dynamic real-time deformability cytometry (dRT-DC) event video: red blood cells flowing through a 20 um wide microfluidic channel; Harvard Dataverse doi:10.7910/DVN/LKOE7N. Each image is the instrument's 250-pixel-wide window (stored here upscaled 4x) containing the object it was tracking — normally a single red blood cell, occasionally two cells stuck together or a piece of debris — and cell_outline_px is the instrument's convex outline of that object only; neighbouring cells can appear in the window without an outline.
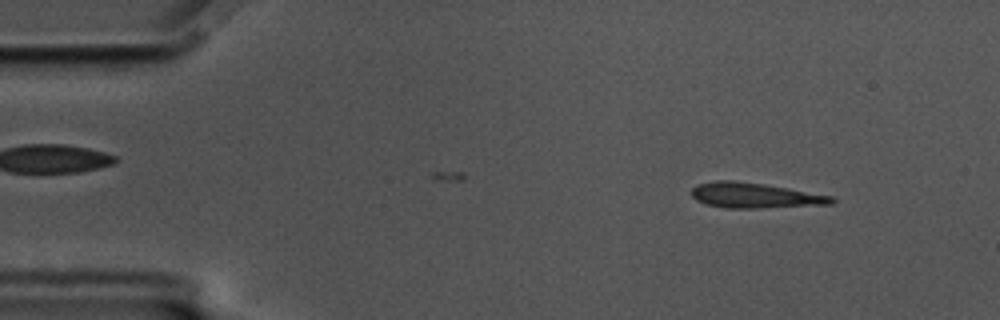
{"species": "common noctule bat (a hibernating species)", "species_latin": "Nyctalus noctula", "temperature_condition": "cold", "stored_images_in_passage": 56, "camera_frame_rate_fps": 3000, "um_per_image_px": 0.085, "animal": {"sex": "male", "body_mass_g": 17.5, "forearm_length_mm": 52.3}, "frame": {"image": 1, "passage_image": 6, "time_ms": 1.667, "image_size_px": [1000, 320], "cell_outline_px": [[836, 200], [832, 204], [760, 208], [724, 208], [704, 204], [696, 200], [692, 196], [692, 188], [696, 184], [716, 180], [732, 180], [764, 184], [788, 188], [832, 196]], "centroid_in_image_um": [64.12, 16.61], "position_along_channel_um": 20.9, "area_um2": 20.69}}
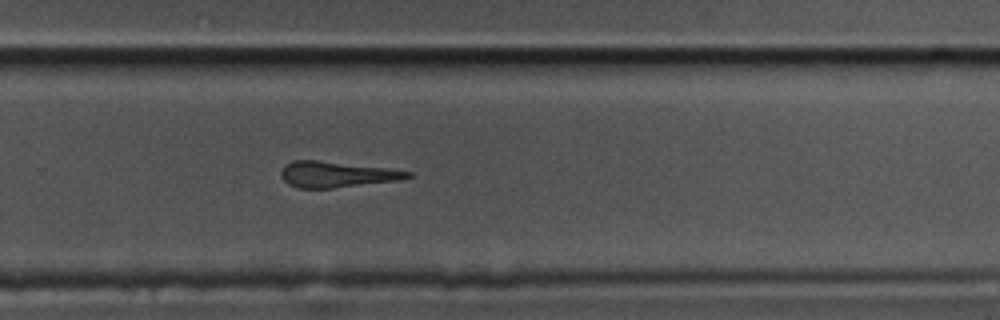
{"frame": {"image": 2, "passage_image": 37, "time_ms": 12.0, "image_size_px": [1000, 320], "cell_outline_px": [[412, 176], [400, 180], [332, 188], [296, 188], [288, 184], [280, 176], [280, 172], [292, 160], [316, 160], [388, 168], [412, 172]], "centroid_in_image_um": [28.61, 14.83], "position_along_channel_um": 301.2, "area_um2": 18.96}}
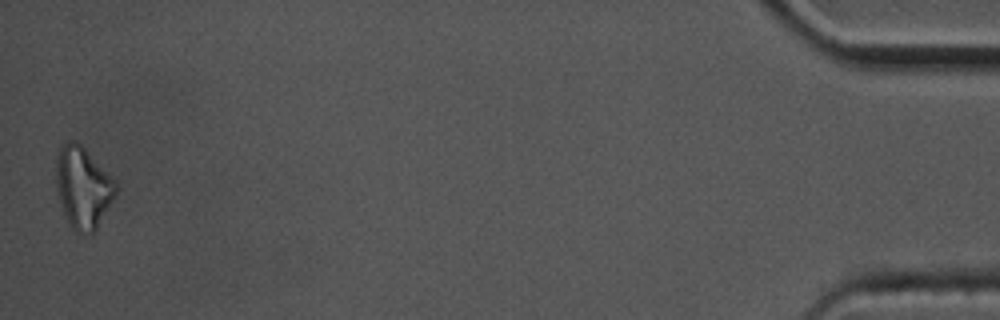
{"frame": {"image": 3, "passage_image": 56, "time_ms": 18.333, "image_size_px": [1000, 320], "cell_outline_px": [[120, 188], [92, 236], [80, 236], [72, 228], [64, 212], [56, 188], [56, 156], [60, 144], [68, 140], [76, 140], [116, 180]], "centroid_in_image_um": [7.07, 15.94], "position_along_channel_um": 428.1, "area_um2": 28.84}}